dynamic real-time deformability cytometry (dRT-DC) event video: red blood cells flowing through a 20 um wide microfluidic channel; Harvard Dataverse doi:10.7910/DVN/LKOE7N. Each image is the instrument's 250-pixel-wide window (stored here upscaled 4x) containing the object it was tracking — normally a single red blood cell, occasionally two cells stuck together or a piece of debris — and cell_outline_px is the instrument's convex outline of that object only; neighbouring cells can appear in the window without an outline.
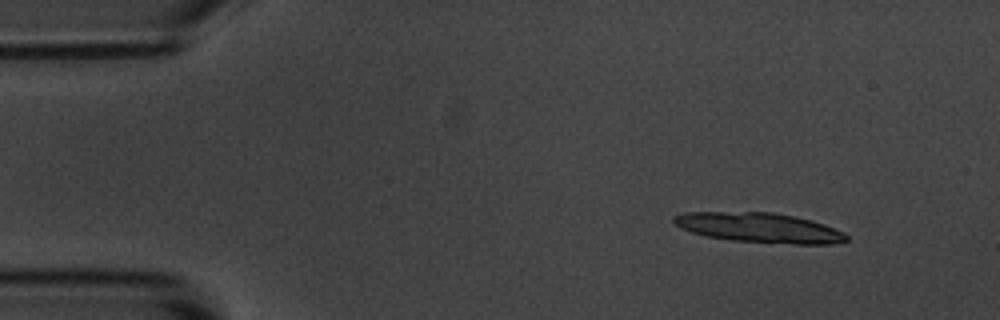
{"species": "common noctule bat (a hibernating species)", "species_latin": "Nyctalus noctula", "temperature_condition": "room temperature", "stored_images_in_passage": 5, "camera_frame_rate_fps": 3000, "um_per_image_px": 0.085, "animal": {"sex": "male", "body_mass_g": 20.1, "forearm_length_mm": 53.5}, "frame": {"image": 1, "passage_image": 2, "time_ms": 1.333, "image_size_px": [1000, 320], "cell_outline_px": [[848, 240], [832, 244], [792, 244], [728, 240], [704, 236], [680, 228], [672, 220], [672, 216], [684, 212], [772, 212], [812, 220], [824, 224], [844, 232], [848, 236]], "centroid_in_image_um": [64.52, 19.36], "position_along_channel_um": 20.5, "area_um2": 30.11}}